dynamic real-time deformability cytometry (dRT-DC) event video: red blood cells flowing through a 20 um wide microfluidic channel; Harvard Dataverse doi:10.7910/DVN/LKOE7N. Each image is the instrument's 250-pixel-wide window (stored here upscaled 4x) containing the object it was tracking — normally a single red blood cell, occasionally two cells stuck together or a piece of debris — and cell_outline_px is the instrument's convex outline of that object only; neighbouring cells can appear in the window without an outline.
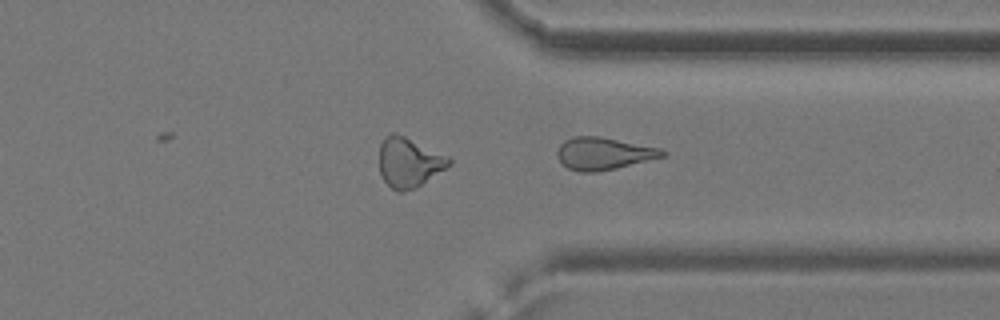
{"species": "common noctule bat (a hibernating species)", "species_latin": "Nyctalus noctula", "temperature_condition": "cold", "stored_images_in_passage": 24, "camera_frame_rate_fps": 3000, "um_per_image_px": 0.085, "animal": {"sex": "female", "body_mass_g": 24.6, "forearm_length_mm": 56.2}, "frame": {"image": 1, "passage_image": 24, "time_ms": 7.667, "image_size_px": [1000, 320], "cell_outline_px": [[668, 156], [616, 168], [596, 172], [580, 172], [568, 168], [556, 156], [556, 152], [560, 144], [564, 140], [572, 136], [600, 136], [660, 148], [668, 152]], "centroid_in_image_um": [51.33, 13.04], "position_along_channel_um": 360.1, "area_um2": 20.0}}